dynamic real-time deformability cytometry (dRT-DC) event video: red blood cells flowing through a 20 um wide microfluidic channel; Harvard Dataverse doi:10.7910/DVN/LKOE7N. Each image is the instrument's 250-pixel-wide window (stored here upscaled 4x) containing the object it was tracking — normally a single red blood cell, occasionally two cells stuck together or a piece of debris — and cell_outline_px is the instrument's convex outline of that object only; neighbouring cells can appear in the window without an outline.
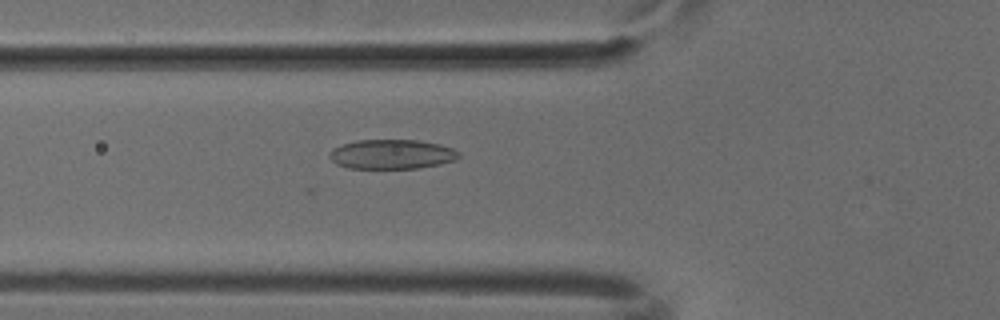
{"species": "common noctule bat (a hibernating species)", "species_latin": "Nyctalus noctula", "temperature_condition": "cold", "stored_images_in_passage": 35, "camera_frame_rate_fps": 3000, "um_per_image_px": 0.085, "animal": {"sex": "male", "body_mass_g": 18.8}, "frame": {"image": 1, "passage_image": 7, "time_ms": 2.0, "image_size_px": [1000, 320], "cell_outline_px": [[460, 156], [456, 160], [440, 164], [420, 168], [348, 168], [336, 164], [328, 156], [328, 152], [332, 148], [356, 140], [416, 140], [440, 144], [452, 148], [460, 152]], "centroid_in_image_um": [33.3, 13.11], "position_along_channel_um": 92.5, "area_um2": 22.37}}
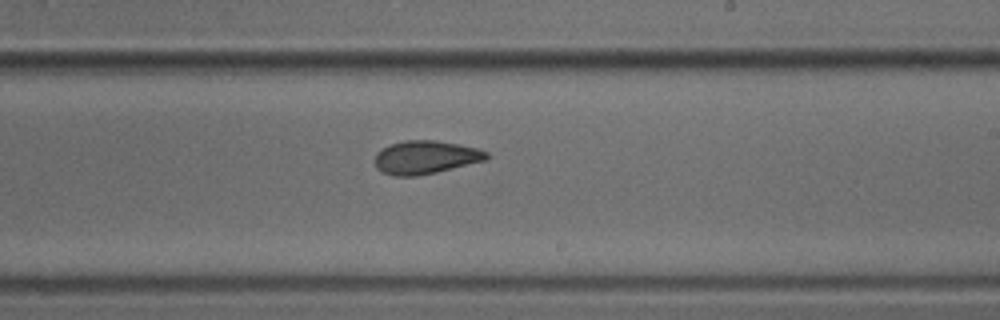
{"frame": {"image": 2, "passage_image": 19, "time_ms": 6.0, "image_size_px": [1000, 320], "cell_outline_px": [[488, 160], [436, 172], [416, 176], [396, 176], [384, 172], [376, 168], [376, 152], [388, 144], [408, 140], [436, 140], [476, 148], [488, 152]], "centroid_in_image_um": [36.17, 13.37], "position_along_channel_um": 252.8, "area_um2": 21.56}}
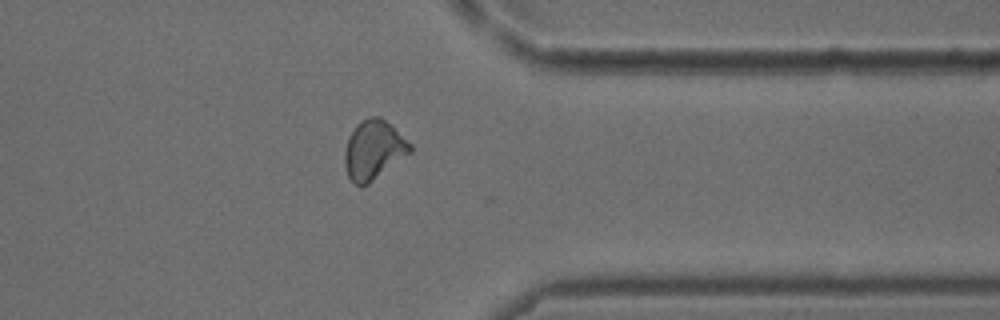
{"frame": {"image": 3, "passage_image": 29, "time_ms": 9.333, "image_size_px": [1000, 320], "cell_outline_px": [[412, 152], [368, 184], [356, 184], [348, 176], [344, 164], [344, 152], [348, 136], [356, 124], [360, 120], [368, 116], [380, 116], [412, 144]], "centroid_in_image_um": [31.75, 12.71], "position_along_channel_um": 379.7, "area_um2": 22.54}}